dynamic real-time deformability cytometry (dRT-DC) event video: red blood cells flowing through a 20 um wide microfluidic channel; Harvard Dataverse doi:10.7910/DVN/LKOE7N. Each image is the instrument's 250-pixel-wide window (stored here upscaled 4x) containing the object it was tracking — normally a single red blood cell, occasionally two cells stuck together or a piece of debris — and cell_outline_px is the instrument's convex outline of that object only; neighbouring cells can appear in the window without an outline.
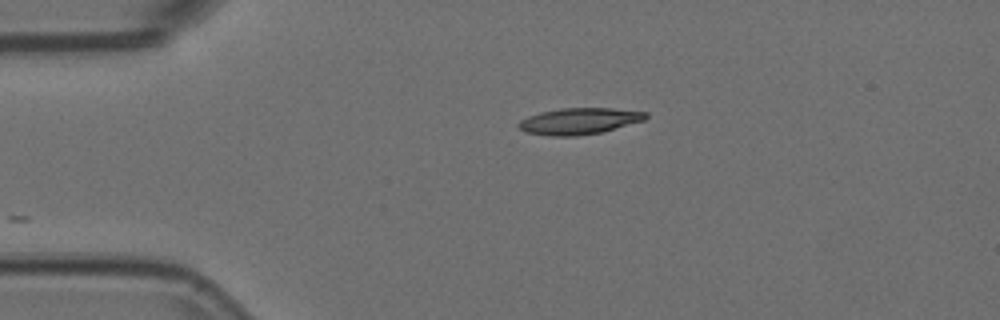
{"species": "Egyptian fruit bat (a non-hibernating species)", "species_latin": "Rousettus aegyptiacus", "temperature_condition": "room temperature", "stored_images_in_passage": 2, "camera_frame_rate_fps": 3000, "um_per_image_px": 0.085, "animal": {"sex": "female"}, "frame": {"image": 1, "passage_image": 2, "time_ms": 0.333, "image_size_px": [1000, 320], "cell_outline_px": [[648, 116], [644, 120], [600, 132], [576, 136], [552, 136], [524, 132], [516, 124], [520, 120], [528, 116], [540, 112], [560, 108], [612, 108], [648, 112]], "centroid_in_image_um": [49.2, 10.29], "position_along_channel_um": 35.8, "area_um2": 19.48}}